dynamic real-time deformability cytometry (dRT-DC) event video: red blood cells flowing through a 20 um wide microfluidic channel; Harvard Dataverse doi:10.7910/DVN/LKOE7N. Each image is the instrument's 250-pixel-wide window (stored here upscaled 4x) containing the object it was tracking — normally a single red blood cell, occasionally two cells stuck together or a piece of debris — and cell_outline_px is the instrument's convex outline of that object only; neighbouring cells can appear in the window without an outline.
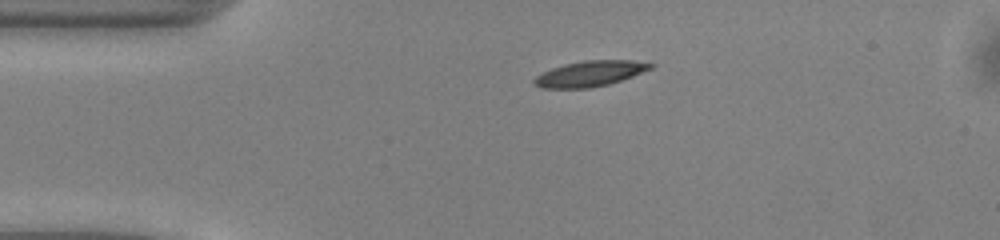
{"species": "common noctule bat (a hibernating species)", "species_latin": "Nyctalus noctula", "temperature_condition": "warm", "stored_images_in_passage": 40, "camera_frame_rate_fps": 3000, "um_per_image_px": 0.085, "animal": {"sex": "male", "body_mass_g": 13.0, "forearm_length_mm": 53.1}, "frame": {"image": 1, "passage_image": 1, "time_ms": 0.0, "image_size_px": [1000, 240], "cell_outline_px": [[656, 64], [652, 68], [632, 76], [608, 84], [592, 88], [540, 88], [532, 84], [532, 80], [536, 76], [552, 68], [564, 64], [584, 60], [632, 60]], "centroid_in_image_um": [50.12, 6.26], "position_along_channel_um": 34.9, "area_um2": 17.34}}
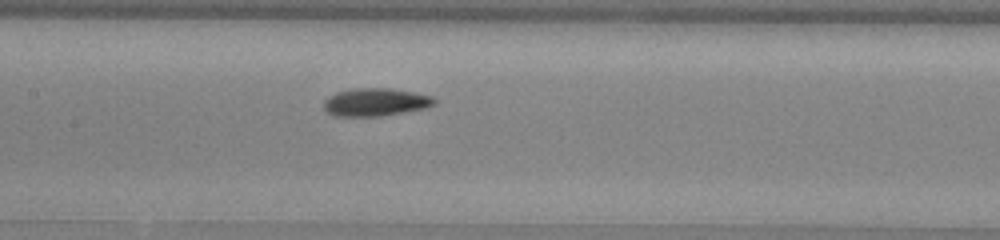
{"frame": {"image": 2, "passage_image": 14, "time_ms": 4.333, "image_size_px": [1000, 240], "cell_outline_px": [[436, 104], [424, 108], [404, 112], [380, 116], [332, 116], [324, 108], [324, 100], [328, 96], [336, 92], [352, 88], [392, 88], [416, 92], [432, 96], [436, 100]], "centroid_in_image_um": [31.91, 8.67], "position_along_channel_um": 175.5, "area_um2": 18.15}}
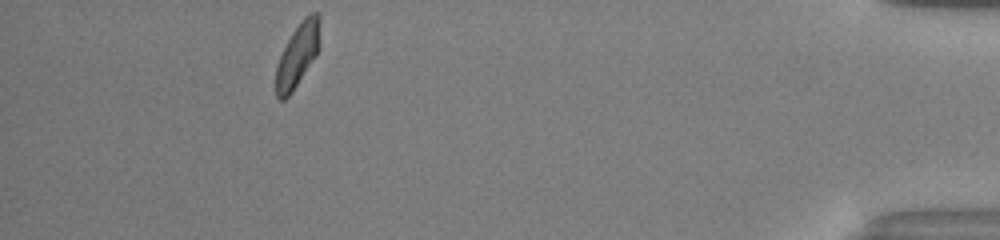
{"frame": {"image": 3, "passage_image": 36, "time_ms": 11.667, "image_size_px": [1000, 240], "cell_outline_px": [[320, 48], [316, 56], [292, 92], [284, 100], [280, 100], [276, 96], [276, 64], [292, 32], [300, 20], [308, 12], [320, 12]], "centroid_in_image_um": [25.33, 4.62], "position_along_channel_um": 409.9, "area_um2": 16.59}, "authors_computed_cell_mechanics": {"area_um2": 16.9643, "velocity_mm_per_s": 4.081, "shape_relaxation_time_tau1_ms": 3.4684, "shape_relaxation_time_tau2_ms": 3.0235, "deformation_change_tau1": 0.1379, "deformation_change_tau2": 0.0851}}